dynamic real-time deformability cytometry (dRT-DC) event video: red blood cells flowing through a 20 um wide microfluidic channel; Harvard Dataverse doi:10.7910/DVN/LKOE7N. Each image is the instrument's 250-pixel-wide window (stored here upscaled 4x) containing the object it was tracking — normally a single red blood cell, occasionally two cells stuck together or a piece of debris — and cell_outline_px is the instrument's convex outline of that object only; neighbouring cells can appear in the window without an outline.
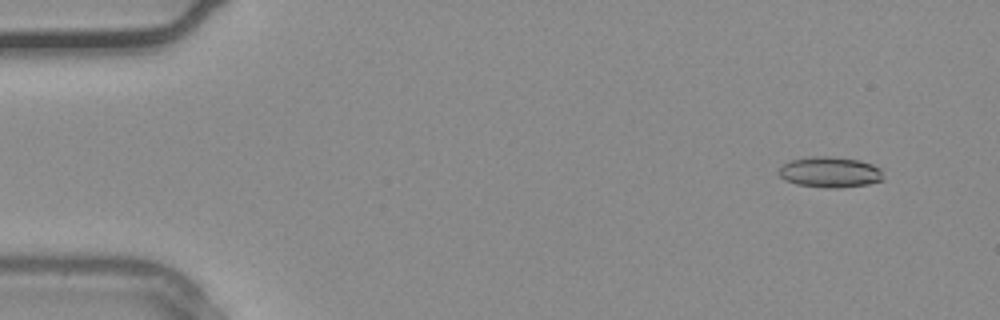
{"species": "common noctule bat (a hibernating species)", "species_latin": "Nyctalus noctula", "temperature_condition": "warm", "stored_images_in_passage": 36, "camera_frame_rate_fps": 3000, "um_per_image_px": 0.085, "animal": {"sex": "male", "body_mass_g": 20.4}, "frame": {"image": 1, "passage_image": 3, "time_ms": 0.667, "image_size_px": [1000, 320], "cell_outline_px": [[884, 180], [868, 184], [840, 188], [824, 188], [796, 184], [784, 180], [780, 176], [780, 168], [784, 164], [792, 160], [812, 156], [828, 156], [860, 160], [872, 164], [880, 168]], "centroid_in_image_um": [70.57, 14.64], "position_along_channel_um": 14.4, "area_um2": 18.73}}
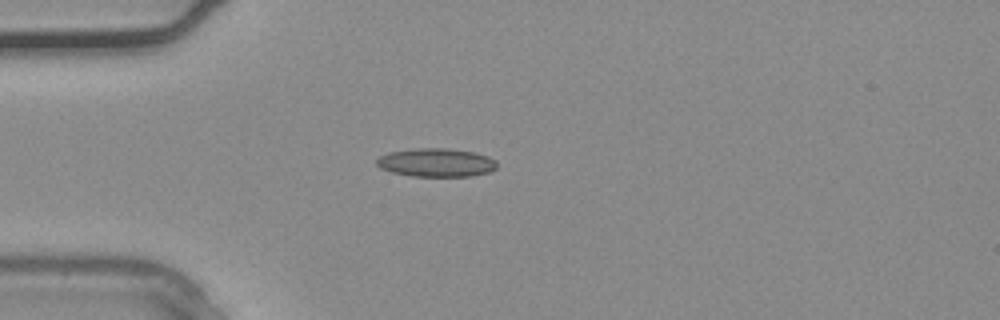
{"frame": {"image": 2, "passage_image": 10, "time_ms": 3.0, "image_size_px": [1000, 320], "cell_outline_px": [[496, 168], [488, 172], [472, 176], [412, 176], [392, 172], [380, 168], [376, 164], [376, 160], [380, 156], [388, 152], [416, 148], [448, 148], [476, 152], [488, 156], [496, 160]], "centroid_in_image_um": [37.08, 13.81], "position_along_channel_um": 47.9, "area_um2": 20.06}}
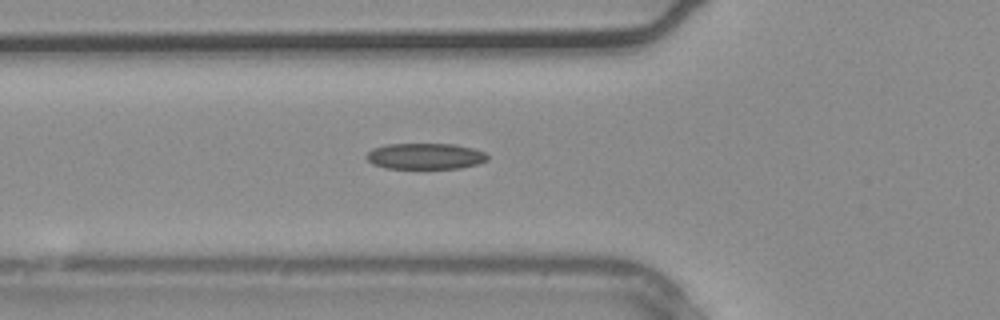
{"frame": {"image": 3, "passage_image": 13, "time_ms": 4.0, "image_size_px": [1000, 320], "cell_outline_px": [[488, 160], [476, 164], [460, 168], [384, 168], [372, 164], [364, 156], [372, 148], [388, 144], [452, 144], [472, 148], [484, 152], [488, 156]], "centroid_in_image_um": [36.11, 13.28], "position_along_channel_um": 89.7, "area_um2": 18.32}}